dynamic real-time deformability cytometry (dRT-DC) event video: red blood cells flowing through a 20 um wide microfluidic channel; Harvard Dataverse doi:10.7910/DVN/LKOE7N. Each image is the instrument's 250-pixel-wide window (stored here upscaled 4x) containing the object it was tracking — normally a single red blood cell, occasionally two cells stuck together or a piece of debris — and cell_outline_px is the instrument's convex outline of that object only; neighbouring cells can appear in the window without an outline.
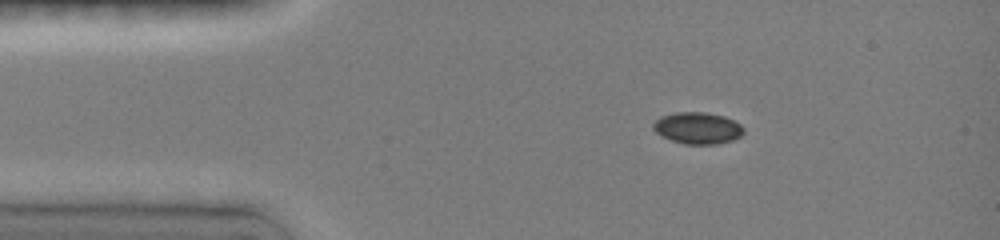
{"species": "common noctule bat (a hibernating species)", "species_latin": "Nyctalus noctula", "temperature_condition": "room temperature", "stored_images_in_passage": 46, "camera_frame_rate_fps": 3000, "um_per_image_px": 0.085, "animal": {"sex": "female", "body_mass_g": 19.0, "forearm_length_mm": 51.5}, "frame": {"image": 1, "passage_image": 8, "time_ms": 2.0, "image_size_px": [1000, 240], "cell_outline_px": [[744, 132], [740, 136], [732, 140], [716, 144], [684, 144], [660, 136], [652, 128], [652, 124], [660, 116], [676, 112], [704, 112], [724, 116], [740, 124], [744, 128]], "centroid_in_image_um": [59.27, 10.88], "position_along_channel_um": 25.7, "area_um2": 16.7}}
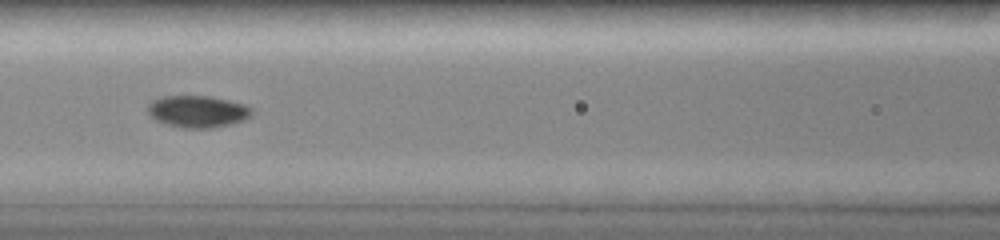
{"frame": {"image": 2, "passage_image": 22, "time_ms": 6.333, "image_size_px": [1000, 240], "cell_outline_px": [[252, 116], [244, 120], [232, 124], [216, 128], [180, 128], [164, 124], [156, 120], [148, 112], [148, 104], [152, 100], [164, 96], [204, 96], [244, 104], [252, 108]], "centroid_in_image_um": [16.8, 9.5], "position_along_channel_um": 149.8, "area_um2": 19.36}}
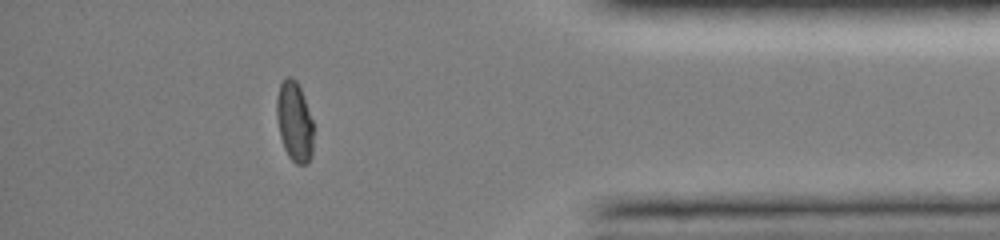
{"frame": {"image": 3, "passage_image": 40, "time_ms": 13.333, "image_size_px": [1000, 240], "cell_outline_px": [[312, 156], [304, 164], [296, 164], [288, 156], [284, 148], [280, 136], [276, 116], [276, 96], [280, 84], [288, 76], [292, 76], [296, 80], [300, 88], [312, 120]], "centroid_in_image_um": [25.0, 10.33], "position_along_channel_um": 410.2, "area_um2": 16.99}, "authors_computed_cell_mechanics": {"area_um2": 17.7157, "velocity_mm_per_s": 4.0322, "shape_relaxation_time_tau1_ms": 4.3239, "shape_relaxation_time_tau2_ms": null, "deformation_change_tau1": 0.1731, "deformation_change_tau2": null}}